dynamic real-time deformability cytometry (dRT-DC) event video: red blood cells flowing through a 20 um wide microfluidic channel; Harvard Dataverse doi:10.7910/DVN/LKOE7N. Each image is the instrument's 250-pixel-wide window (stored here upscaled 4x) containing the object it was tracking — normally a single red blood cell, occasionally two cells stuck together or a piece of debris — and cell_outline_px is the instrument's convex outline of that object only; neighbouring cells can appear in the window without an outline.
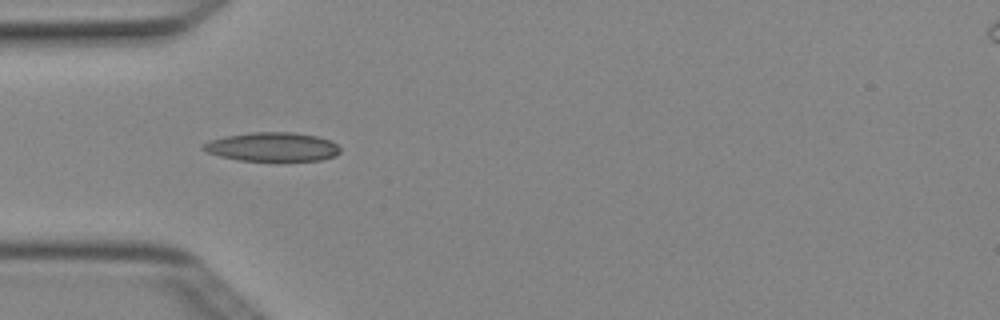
{"species": "Egyptian fruit bat (a non-hibernating species)", "species_latin": "Rousettus aegyptiacus", "temperature_condition": "cold", "stored_images_in_passage": 5, "camera_frame_rate_fps": 3000, "um_per_image_px": 0.085, "animal": {"sex": "female"}, "frame": {"image": 1, "passage_image": 4, "time_ms": 1.0, "image_size_px": [1000, 320], "cell_outline_px": [[340, 152], [336, 156], [320, 160], [240, 160], [220, 156], [208, 152], [200, 148], [200, 144], [208, 140], [224, 136], [252, 132], [292, 132], [316, 136], [332, 140], [340, 148]], "centroid_in_image_um": [23.13, 12.47], "position_along_channel_um": 61.9, "area_um2": 23.12}}
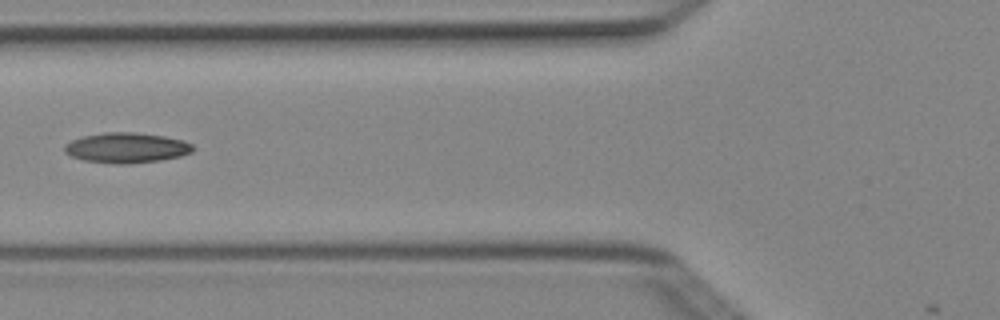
{"frame": {"image": 2, "passage_image": 5, "time_ms": 1.333, "image_size_px": [1000, 320], "cell_outline_px": [[196, 148], [192, 152], [180, 156], [160, 160], [132, 164], [116, 164], [84, 160], [72, 156], [64, 152], [64, 144], [72, 140], [84, 136], [104, 132], [136, 132], [164, 136], [184, 140], [192, 144]], "centroid_in_image_um": [10.78, 12.56], "position_along_channel_um": 115.0, "area_um2": 22.77}}